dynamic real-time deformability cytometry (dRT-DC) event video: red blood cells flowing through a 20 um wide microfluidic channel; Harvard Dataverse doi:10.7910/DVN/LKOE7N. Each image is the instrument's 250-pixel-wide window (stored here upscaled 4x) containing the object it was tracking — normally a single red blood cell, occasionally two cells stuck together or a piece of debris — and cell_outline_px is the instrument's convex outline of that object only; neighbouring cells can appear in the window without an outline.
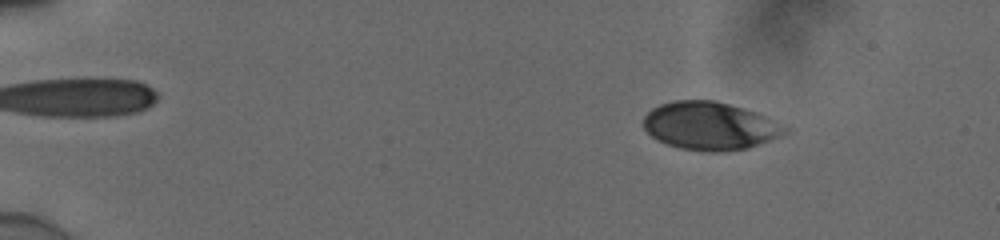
{"species": "human", "species_latin": "Homo sapiens", "temperature_condition": "cold", "stored_images_in_passage": 53, "camera_frame_rate_fps": 3000, "um_per_image_px": 0.085, "donor": {"sex": "male"}, "frame": {"image": 1, "passage_image": 7, "time_ms": 2.0, "image_size_px": [1000, 240], "cell_outline_px": [[792, 128], [788, 132], [748, 148], [724, 152], [712, 152], [680, 148], [656, 140], [644, 128], [644, 116], [652, 108], [660, 104], [676, 100], [716, 100], [756, 112], [768, 116]], "centroid_in_image_um": [60.38, 10.69], "position_along_channel_um": 24.6, "area_um2": 39.71}}
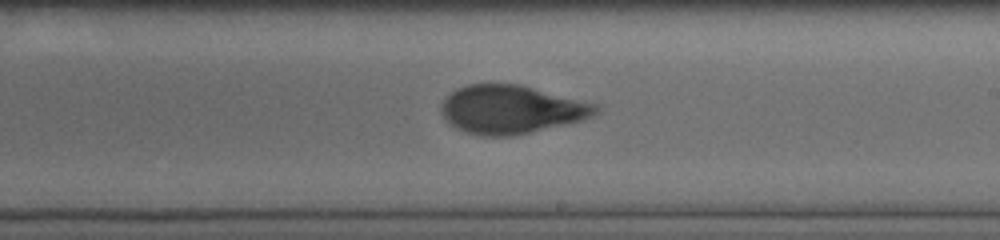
{"frame": {"image": 2, "passage_image": 33, "time_ms": 10.667, "image_size_px": [1000, 240], "cell_outline_px": [[600, 108], [592, 116], [580, 120], [512, 136], [480, 136], [464, 132], [448, 124], [440, 112], [440, 104], [456, 88], [468, 84], [520, 84], [596, 104]], "centroid_in_image_um": [43.38, 9.3], "position_along_channel_um": 245.6, "area_um2": 43.35}}
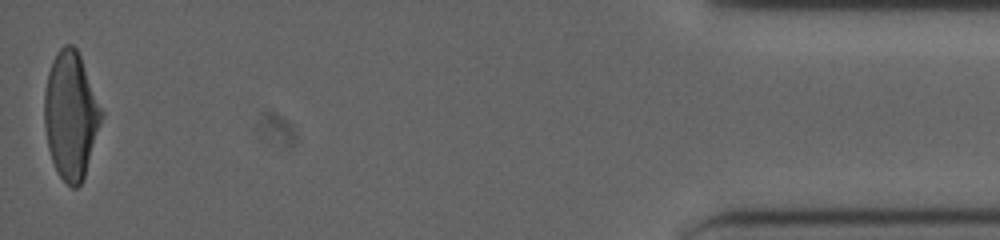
{"frame": {"image": 3, "passage_image": 53, "time_ms": 17.333, "image_size_px": [1000, 240], "cell_outline_px": [[104, 112], [84, 176], [80, 184], [76, 188], [72, 188], [60, 176], [52, 160], [48, 148], [44, 128], [44, 88], [48, 72], [52, 60], [56, 52], [64, 44], [72, 44], [76, 48], [80, 56]], "centroid_in_image_um": [6.0, 9.76], "position_along_channel_um": 429.2, "area_um2": 42.19}, "authors_computed_cell_mechanics": {"area_um2": 42.483, "velocity_mm_per_s": 3.9004, "shape_relaxation_time_tau1_ms": 5.7606, "shape_relaxation_time_tau2_ms": 0.8614, "deformation_change_tau1": 0.1816, "deformation_change_tau2": 0.0676}}